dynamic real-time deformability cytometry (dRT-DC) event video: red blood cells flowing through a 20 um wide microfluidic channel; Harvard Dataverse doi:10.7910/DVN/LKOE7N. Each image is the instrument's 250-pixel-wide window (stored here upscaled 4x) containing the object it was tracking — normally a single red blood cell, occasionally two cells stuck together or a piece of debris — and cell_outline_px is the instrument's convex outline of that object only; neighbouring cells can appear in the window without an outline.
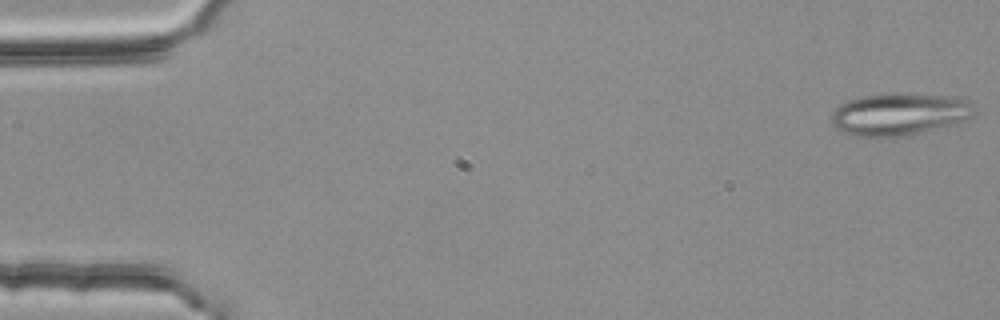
{"species": "common noctule bat (a hibernating species)", "species_latin": "Nyctalus noctula", "temperature_condition": "room temperature", "stored_images_in_passage": 53, "segment_of_instrument_passage": [1, 2], "camera_frame_rate_fps": 3000, "um_per_image_px": 0.085, "animal": {"sex": "female", "body_mass_g": 25.1}, "frame": {"image": 1, "passage_image": 1, "time_ms": 0.0, "image_size_px": [1000, 320], "cell_outline_px": [[976, 112], [972, 116], [948, 124], [904, 136], [856, 136], [840, 132], [832, 124], [832, 112], [840, 104], [848, 100], [880, 92], [908, 92], [960, 96], [968, 100], [976, 108]], "centroid_in_image_um": [76.43, 9.64], "position_along_channel_um": 8.6, "area_um2": 35.55}}